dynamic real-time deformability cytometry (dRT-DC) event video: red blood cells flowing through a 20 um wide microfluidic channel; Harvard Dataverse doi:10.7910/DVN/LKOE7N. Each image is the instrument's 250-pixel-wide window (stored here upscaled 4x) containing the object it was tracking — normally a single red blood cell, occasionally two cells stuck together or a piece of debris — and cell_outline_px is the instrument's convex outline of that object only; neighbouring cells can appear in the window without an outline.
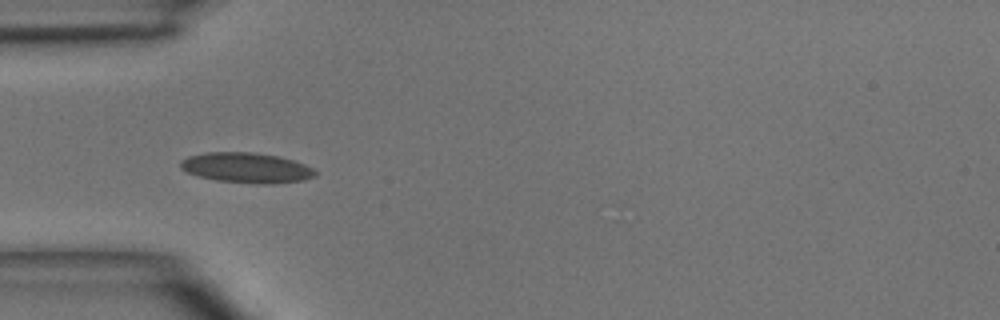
{"species": "common noctule bat (a hibernating species)", "species_latin": "Nyctalus noctula", "temperature_condition": "room temperature", "stored_images_in_passage": 2, "camera_frame_rate_fps": 3000, "um_per_image_px": 0.085, "animal": {"sex": "male", "body_mass_g": 15.6}, "frame": {"image": 1, "passage_image": 1, "time_ms": 0.0, "image_size_px": [1000, 320], "cell_outline_px": [[316, 176], [304, 180], [272, 184], [260, 184], [216, 180], [200, 176], [188, 172], [180, 168], [180, 160], [188, 156], [204, 152], [252, 152], [280, 156], [304, 164], [312, 168], [316, 172]], "centroid_in_image_um": [20.95, 14.25], "position_along_channel_um": 64.0, "area_um2": 23.76}}
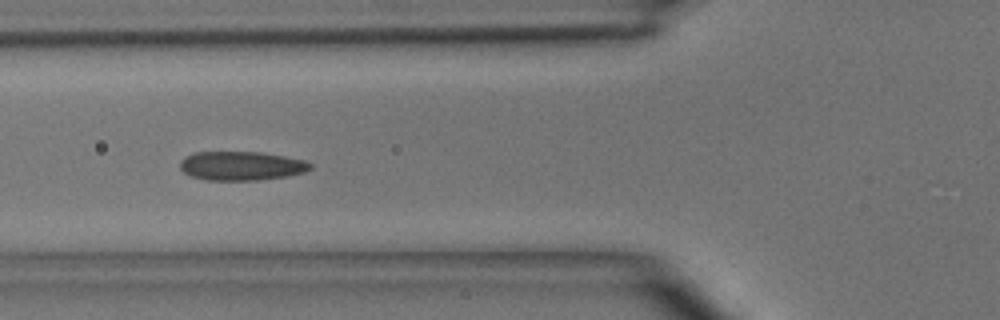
{"frame": {"image": 2, "passage_image": 2, "time_ms": 1.0, "image_size_px": [1000, 320], "cell_outline_px": [[312, 168], [304, 172], [288, 176], [256, 180], [208, 180], [192, 176], [184, 172], [180, 168], [180, 160], [196, 152], [260, 152], [284, 156], [304, 160], [312, 164]], "centroid_in_image_um": [20.53, 14.1], "position_along_channel_um": 105.3, "area_um2": 21.85}}